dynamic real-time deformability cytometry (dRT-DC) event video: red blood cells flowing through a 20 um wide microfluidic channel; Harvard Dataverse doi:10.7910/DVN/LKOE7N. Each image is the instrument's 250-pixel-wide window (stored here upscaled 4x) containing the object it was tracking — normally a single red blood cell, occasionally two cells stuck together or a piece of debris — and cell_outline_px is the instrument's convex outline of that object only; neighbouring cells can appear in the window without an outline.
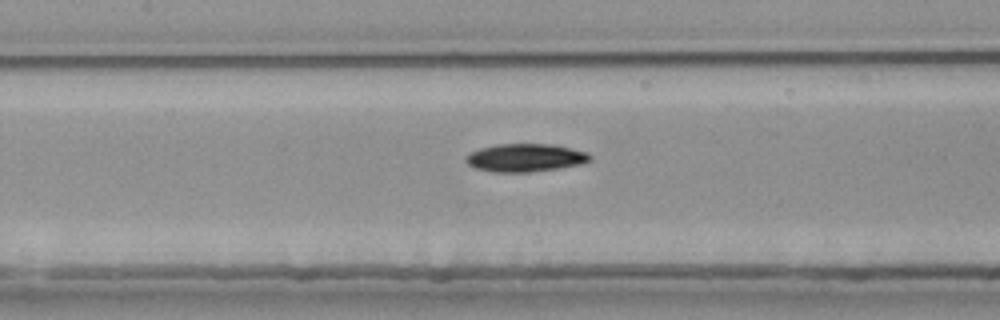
{"species": "common noctule bat (a hibernating species)", "species_latin": "Nyctalus noctula", "temperature_condition": "room temperature", "stored_images_in_passage": 32, "camera_frame_rate_fps": 3000, "um_per_image_px": 0.085, "animal": {"sex": "female", "body_mass_g": 25.1}, "frame": {"image": 1, "passage_image": 10, "time_ms": 3.0, "image_size_px": [1000, 320], "cell_outline_px": [[592, 160], [584, 164], [532, 172], [492, 172], [476, 168], [468, 164], [464, 160], [464, 156], [480, 148], [496, 144], [552, 144], [588, 152], [592, 156]], "centroid_in_image_um": [44.67, 13.41], "position_along_channel_um": 162.7, "area_um2": 20.46}}
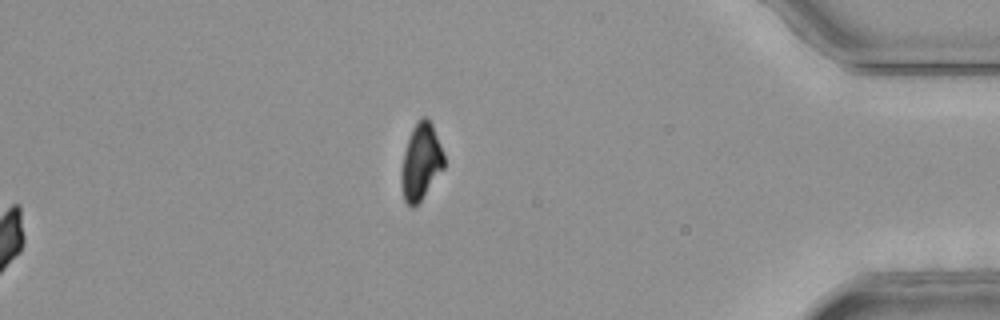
{"frame": {"image": 2, "passage_image": 32, "time_ms": 10.333, "image_size_px": [1000, 320], "cell_outline_px": [[444, 168], [420, 200], [412, 208], [404, 200], [400, 184], [400, 172], [404, 152], [412, 128], [416, 120], [420, 116], [428, 116], [432, 124], [440, 144], [444, 156]], "centroid_in_image_um": [35.76, 13.71], "position_along_channel_um": 399.4, "area_um2": 19.02}}